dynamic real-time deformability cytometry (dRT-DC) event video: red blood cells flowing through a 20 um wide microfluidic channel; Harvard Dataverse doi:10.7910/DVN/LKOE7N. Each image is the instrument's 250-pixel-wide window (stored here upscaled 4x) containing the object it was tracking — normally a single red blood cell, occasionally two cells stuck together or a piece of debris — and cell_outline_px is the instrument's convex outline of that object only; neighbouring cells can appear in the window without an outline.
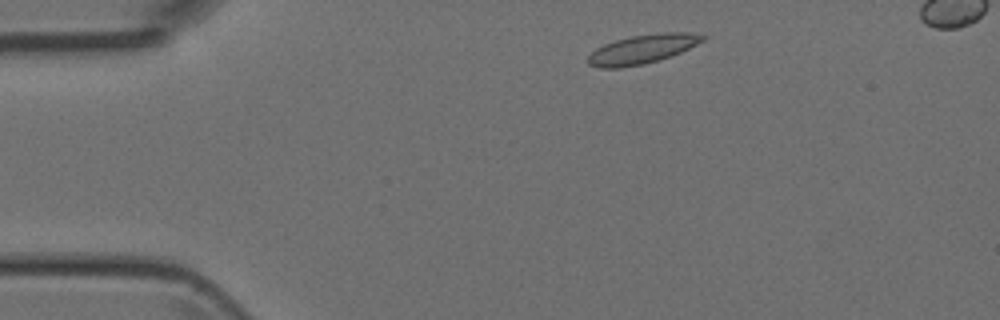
{"species": "Egyptian fruit bat (a non-hibernating species)", "species_latin": "Rousettus aegyptiacus", "temperature_condition": "room temperature", "stored_images_in_passage": 40, "camera_frame_rate_fps": 3000, "um_per_image_px": 0.085, "animal": {"sex": "female"}, "frame": {"image": 1, "passage_image": 3, "time_ms": 0.667, "image_size_px": [1000, 320], "cell_outline_px": [[708, 36], [704, 40], [672, 56], [644, 64], [620, 68], [600, 68], [588, 64], [588, 56], [596, 48], [604, 44], [616, 40], [632, 36], [660, 32], [688, 32]], "centroid_in_image_um": [54.6, 4.18], "position_along_channel_um": 30.4, "area_um2": 19.36}}
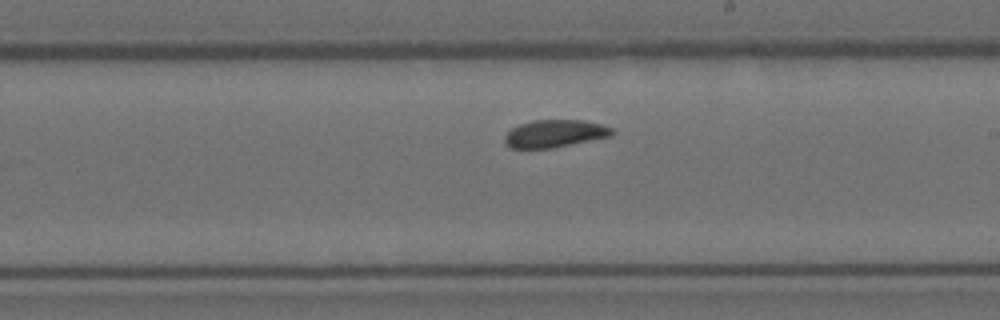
{"frame": {"image": 2, "passage_image": 22, "time_ms": 7.0, "image_size_px": [1000, 320], "cell_outline_px": [[616, 132], [612, 136], [552, 148], [512, 148], [504, 144], [504, 136], [512, 128], [520, 124], [532, 120], [584, 120], [604, 124], [612, 128]], "centroid_in_image_um": [47.19, 11.35], "position_along_channel_um": 241.8, "area_um2": 17.4}}
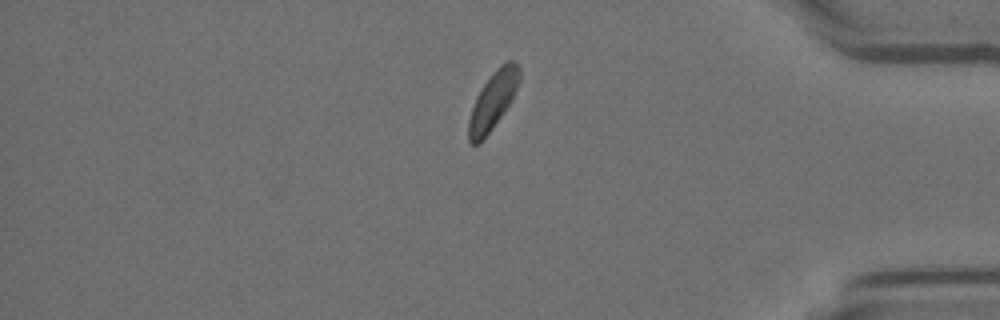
{"frame": {"image": 3, "passage_image": 35, "time_ms": 11.333, "image_size_px": [1000, 320], "cell_outline_px": [[520, 80], [512, 100], [492, 128], [476, 144], [472, 144], [468, 140], [468, 120], [476, 96], [480, 88], [492, 72], [504, 60], [516, 60], [520, 68]], "centroid_in_image_um": [41.92, 8.46], "position_along_channel_um": 393.3, "area_um2": 17.05}}